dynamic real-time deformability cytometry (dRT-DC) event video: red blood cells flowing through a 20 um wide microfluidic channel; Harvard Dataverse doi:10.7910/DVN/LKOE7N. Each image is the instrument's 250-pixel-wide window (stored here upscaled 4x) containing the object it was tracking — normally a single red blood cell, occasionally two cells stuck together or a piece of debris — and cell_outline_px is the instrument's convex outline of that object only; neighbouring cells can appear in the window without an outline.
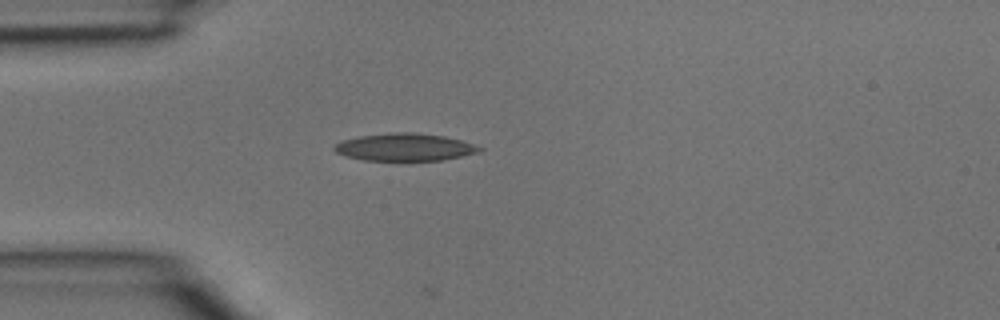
{"species": "common noctule bat (a hibernating species)", "species_latin": "Nyctalus noctula", "temperature_condition": "room temperature", "stored_images_in_passage": 2, "camera_frame_rate_fps": 3000, "um_per_image_px": 0.085, "animal": {"sex": "male", "body_mass_g": 15.6}, "frame": {"image": 1, "passage_image": 2, "time_ms": 0.333, "image_size_px": [1000, 320], "cell_outline_px": [[484, 148], [480, 152], [444, 160], [364, 160], [344, 156], [336, 152], [332, 148], [336, 144], [344, 140], [360, 136], [392, 132], [416, 132], [444, 136], [460, 140]], "centroid_in_image_um": [34.41, 12.5], "position_along_channel_um": 50.6, "area_um2": 23.18}}